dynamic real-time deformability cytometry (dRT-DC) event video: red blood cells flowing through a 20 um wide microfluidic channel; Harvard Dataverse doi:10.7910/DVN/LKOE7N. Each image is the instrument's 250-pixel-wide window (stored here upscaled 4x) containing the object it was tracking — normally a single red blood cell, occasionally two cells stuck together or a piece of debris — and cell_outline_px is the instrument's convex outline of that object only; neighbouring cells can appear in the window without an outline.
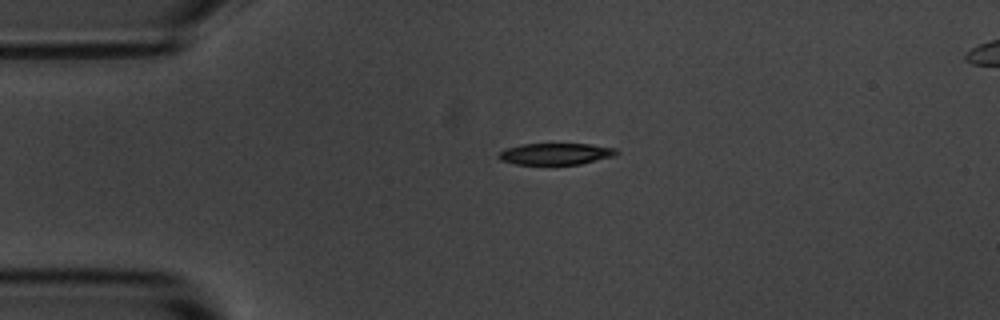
{"species": "common noctule bat (a hibernating species)", "species_latin": "Nyctalus noctula", "temperature_condition": "room temperature", "stored_images_in_passage": 3, "camera_frame_rate_fps": 3000, "um_per_image_px": 0.085, "animal": {"sex": "male", "body_mass_g": 20.1, "forearm_length_mm": 53.5}, "frame": {"image": 1, "passage_image": 1, "time_ms": 0.0, "image_size_px": [1000, 320], "cell_outline_px": [[620, 152], [612, 156], [580, 164], [516, 164], [500, 160], [496, 156], [504, 148], [520, 144], [588, 144], [616, 148]], "centroid_in_image_um": [47.18, 13.07], "position_along_channel_um": 37.8, "area_um2": 14.74}}